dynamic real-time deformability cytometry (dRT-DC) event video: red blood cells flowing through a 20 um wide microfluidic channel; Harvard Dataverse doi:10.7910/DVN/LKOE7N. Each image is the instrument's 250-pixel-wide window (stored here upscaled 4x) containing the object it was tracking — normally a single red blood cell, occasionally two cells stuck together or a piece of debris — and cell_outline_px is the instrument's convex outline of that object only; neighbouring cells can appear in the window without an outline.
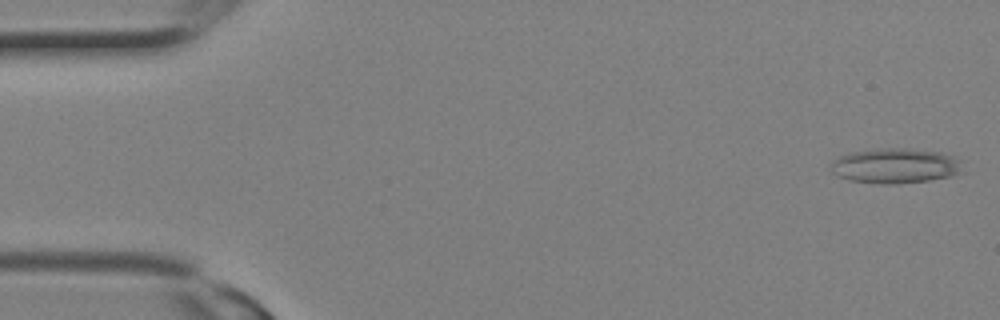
{"species": "Egyptian fruit bat (a non-hibernating species)", "species_latin": "Rousettus aegyptiacus", "temperature_condition": "room temperature", "stored_images_in_passage": 4, "camera_frame_rate_fps": 3000, "um_per_image_px": 0.085, "animal": {"sex": "female"}, "frame": {"image": 1, "passage_image": 1, "time_ms": 0.0, "image_size_px": [1000, 320], "cell_outline_px": [[964, 172], [952, 176], [928, 180], [896, 184], [880, 184], [848, 180], [832, 172], [832, 160], [848, 152], [876, 148], [908, 148], [940, 152], [952, 156], [956, 160]], "centroid_in_image_um": [76.07, 14.09], "position_along_channel_um": 8.9, "area_um2": 26.93}}